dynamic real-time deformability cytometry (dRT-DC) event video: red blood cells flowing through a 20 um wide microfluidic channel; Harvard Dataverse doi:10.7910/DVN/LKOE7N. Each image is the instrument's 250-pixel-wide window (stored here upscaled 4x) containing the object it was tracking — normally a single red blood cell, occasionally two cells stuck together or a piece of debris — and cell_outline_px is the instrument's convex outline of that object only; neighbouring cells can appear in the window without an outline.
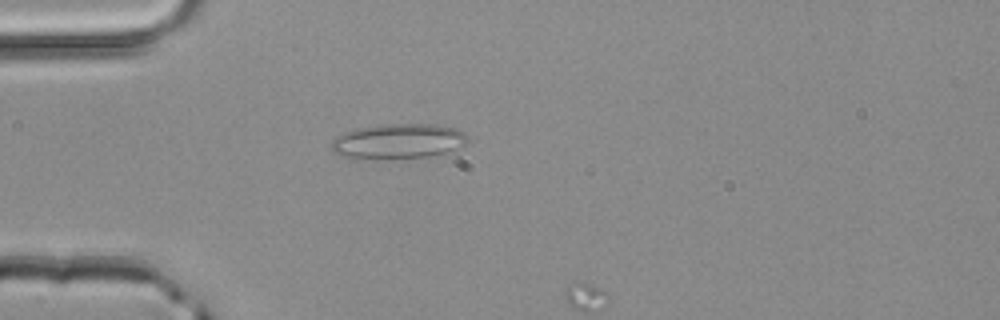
{"species": "common noctule bat (a hibernating species)", "species_latin": "Nyctalus noctula", "temperature_condition": "room temperature", "stored_images_in_passage": 2, "camera_frame_rate_fps": 3000, "um_per_image_px": 0.085, "animal": {"sex": "male", "body_mass_g": 20.4}, "frame": {"image": 1, "passage_image": 1, "time_ms": 0.0, "image_size_px": [1000, 320], "cell_outline_px": [[468, 136], [464, 144], [448, 152], [428, 156], [352, 160], [340, 156], [332, 152], [332, 140], [336, 136], [344, 132], [356, 128], [380, 124], [436, 124], [456, 128], [464, 132]], "centroid_in_image_um": [33.77, 12.01], "position_along_channel_um": 51.2, "area_um2": 28.15}}